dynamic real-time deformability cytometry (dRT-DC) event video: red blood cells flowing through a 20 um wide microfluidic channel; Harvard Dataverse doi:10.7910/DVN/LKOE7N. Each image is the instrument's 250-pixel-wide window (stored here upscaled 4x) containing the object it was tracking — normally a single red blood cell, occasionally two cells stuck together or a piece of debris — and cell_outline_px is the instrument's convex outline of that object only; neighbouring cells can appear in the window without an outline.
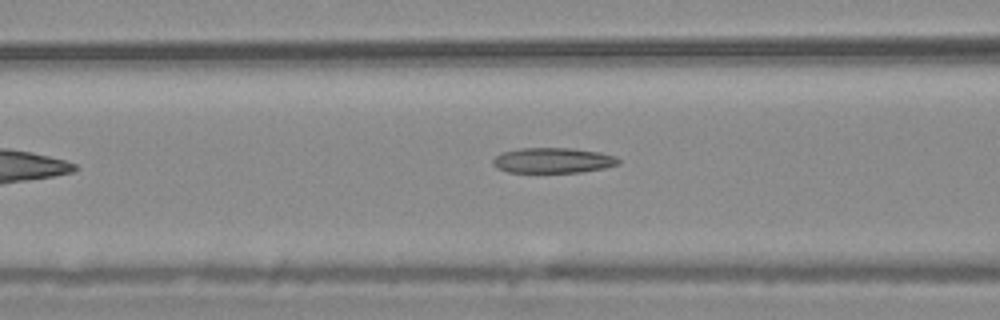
{"species": "common noctule bat (a hibernating species)", "species_latin": "Nyctalus noctula", "temperature_condition": "warm", "stored_images_in_passage": 38, "camera_frame_rate_fps": 3000, "um_per_image_px": 0.085, "animal": {"sex": "male", "body_mass_g": 20.4}, "frame": {"image": 1, "passage_image": 8, "time_ms": 2.333, "image_size_px": [1000, 320], "cell_outline_px": [[620, 164], [604, 168], [580, 172], [508, 172], [496, 168], [492, 164], [492, 160], [496, 156], [504, 152], [520, 148], [568, 148], [600, 152], [616, 156], [620, 160]], "centroid_in_image_um": [47.01, 13.63], "position_along_channel_um": 119.6, "area_um2": 18.5}}
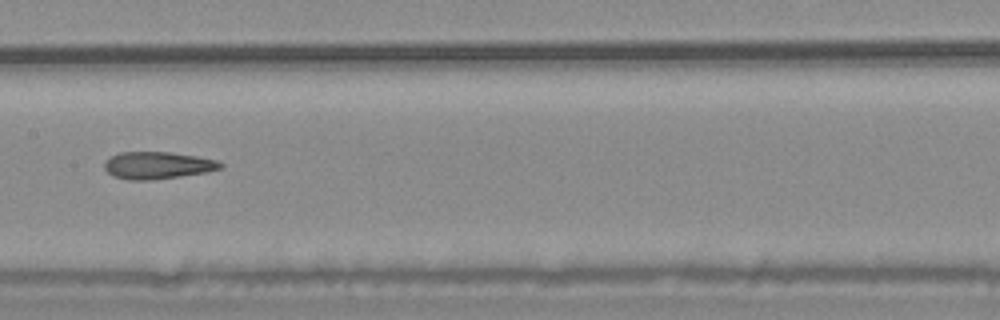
{"frame": {"image": 2, "passage_image": 14, "time_ms": 4.333, "image_size_px": [1000, 320], "cell_outline_px": [[224, 168], [208, 172], [180, 176], [148, 180], [128, 180], [112, 176], [104, 168], [104, 160], [120, 152], [168, 152], [196, 156], [216, 160], [224, 164]], "centroid_in_image_um": [13.39, 14.06], "position_along_channel_um": 194.0, "area_um2": 18.44}}
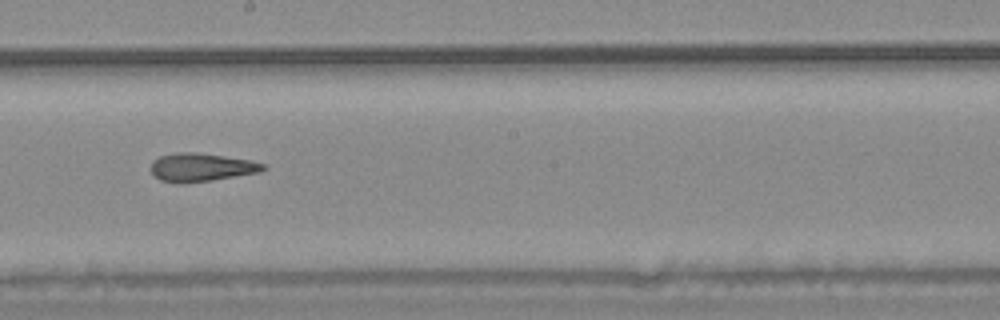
{"frame": {"image": 3, "passage_image": 17, "time_ms": 5.333, "image_size_px": [1000, 320], "cell_outline_px": [[268, 168], [260, 172], [212, 180], [184, 184], [180, 184], [160, 180], [148, 168], [152, 160], [160, 156], [176, 152], [196, 152], [252, 160], [264, 164]], "centroid_in_image_um": [17.08, 14.22], "position_along_channel_um": 231.1, "area_um2": 18.79}, "authors_computed_cell_mechanics": {"area_um2": 18.8717, "velocity_mm_per_s": 3.7139, "shape_relaxation_time_tau1_ms": null, "shape_relaxation_time_tau2_ms": 2.9748, "deformation_change_tau1": null, "deformation_change_tau2": 0.1345}}